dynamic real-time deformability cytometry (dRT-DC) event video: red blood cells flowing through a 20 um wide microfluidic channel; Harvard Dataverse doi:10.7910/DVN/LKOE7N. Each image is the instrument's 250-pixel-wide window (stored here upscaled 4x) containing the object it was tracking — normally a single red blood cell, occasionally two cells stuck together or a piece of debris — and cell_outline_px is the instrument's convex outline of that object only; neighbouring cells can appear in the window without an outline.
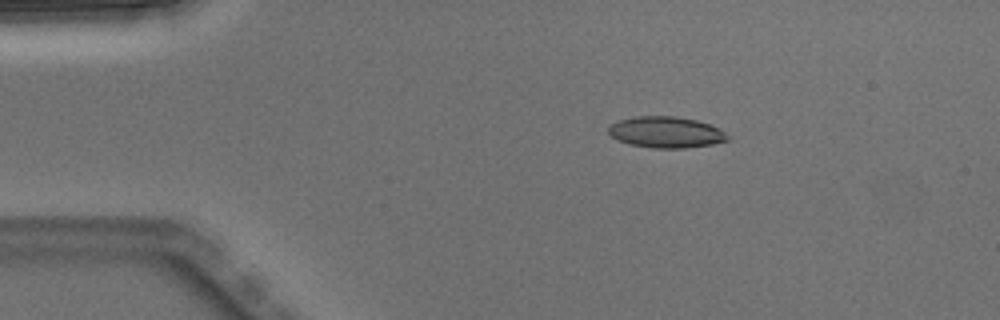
{"species": "Egyptian fruit bat (a non-hibernating species)", "species_latin": "Rousettus aegyptiacus", "temperature_condition": "warm", "stored_images_in_passage": 4, "camera_frame_rate_fps": 3000, "um_per_image_px": 0.085, "animal": {"sex": "male"}, "frame": {"image": 1, "passage_image": 2, "time_ms": 0.333, "image_size_px": [1000, 320], "cell_outline_px": [[732, 140], [712, 144], [684, 148], [652, 148], [628, 144], [616, 140], [608, 132], [608, 128], [612, 124], [620, 120], [636, 116], [676, 116], [696, 120], [720, 128]], "centroid_in_image_um": [56.62, 11.24], "position_along_channel_um": 28.4, "area_um2": 21.73}}
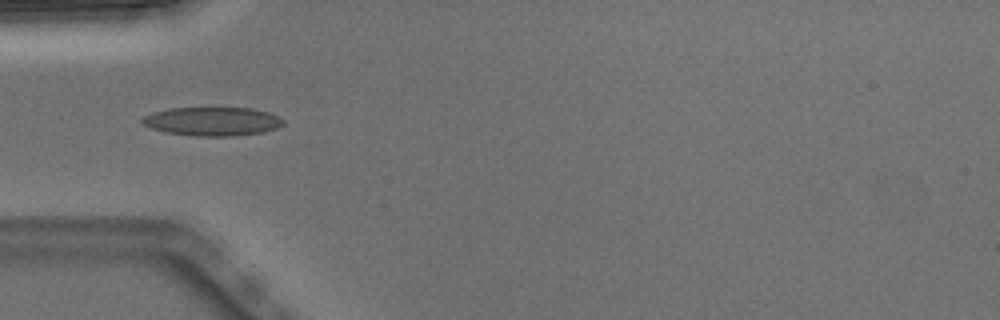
{"frame": {"image": 2, "passage_image": 4, "time_ms": 1.0, "image_size_px": [1000, 320], "cell_outline_px": [[284, 124], [276, 128], [264, 132], [232, 136], [196, 136], [168, 132], [152, 128], [140, 124], [140, 120], [144, 116], [152, 112], [168, 108], [252, 108], [268, 112], [284, 120]], "centroid_in_image_um": [18.03, 10.31], "position_along_channel_um": 67.0, "area_um2": 23.58}}